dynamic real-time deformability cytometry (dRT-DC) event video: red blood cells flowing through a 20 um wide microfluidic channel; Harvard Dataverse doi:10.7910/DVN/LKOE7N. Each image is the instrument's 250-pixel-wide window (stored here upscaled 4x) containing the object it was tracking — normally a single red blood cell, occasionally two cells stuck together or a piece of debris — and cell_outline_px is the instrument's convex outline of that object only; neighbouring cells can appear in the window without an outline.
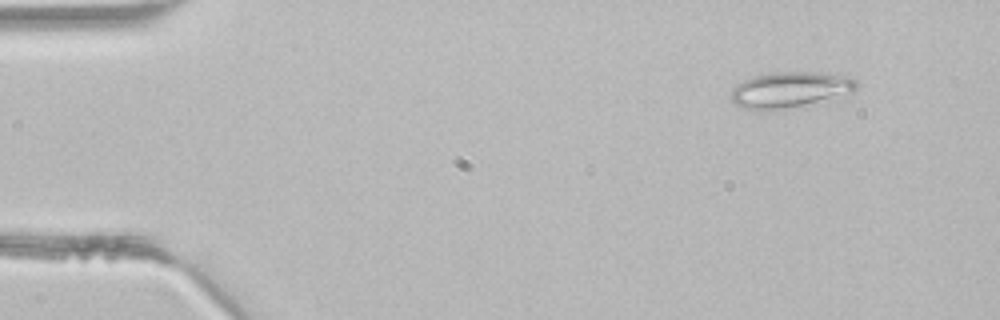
{"species": "common noctule bat (a hibernating species)", "species_latin": "Nyctalus noctula", "temperature_condition": "room temperature", "stored_images_in_passage": 3, "camera_frame_rate_fps": 3000, "um_per_image_px": 0.085, "animal": {"sex": "male", "body_mass_g": 21.5, "forearm_length_mm": 52.0}, "frame": {"image": 1, "passage_image": 1, "time_ms": 0.0, "image_size_px": [1000, 320], "cell_outline_px": [[856, 88], [852, 92], [800, 104], [780, 108], [744, 108], [736, 104], [732, 100], [732, 88], [736, 84], [752, 76], [772, 72], [820, 72], [848, 76], [856, 80]], "centroid_in_image_um": [67.12, 7.56], "position_along_channel_um": 17.9, "area_um2": 25.03}}